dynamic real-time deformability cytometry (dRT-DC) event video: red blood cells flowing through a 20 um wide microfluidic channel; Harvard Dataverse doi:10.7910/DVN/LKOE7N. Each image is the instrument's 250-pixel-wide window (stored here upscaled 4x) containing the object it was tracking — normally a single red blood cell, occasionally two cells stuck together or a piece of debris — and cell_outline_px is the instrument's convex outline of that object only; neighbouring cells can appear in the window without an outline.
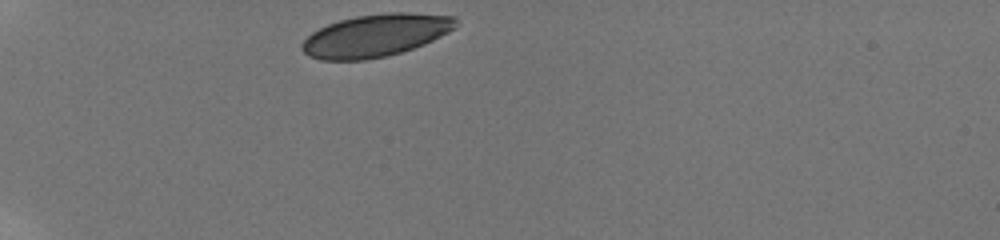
{"species": "human", "species_latin": "Homo sapiens", "temperature_condition": "room temperature", "stored_images_in_passage": 27, "camera_frame_rate_fps": 3000, "um_per_image_px": 0.085, "donor": {"sex": "male"}, "frame": {"image": 1, "passage_image": 1, "time_ms": 0.0, "image_size_px": [1000, 240], "cell_outline_px": [[460, 24], [456, 28], [424, 44], [400, 52], [384, 56], [364, 60], [320, 60], [308, 56], [300, 48], [300, 44], [312, 32], [328, 24], [340, 20], [356, 16], [388, 12], [408, 12], [456, 16]], "centroid_in_image_um": [31.94, 3.0], "position_along_channel_um": 53.1, "area_um2": 38.21}}
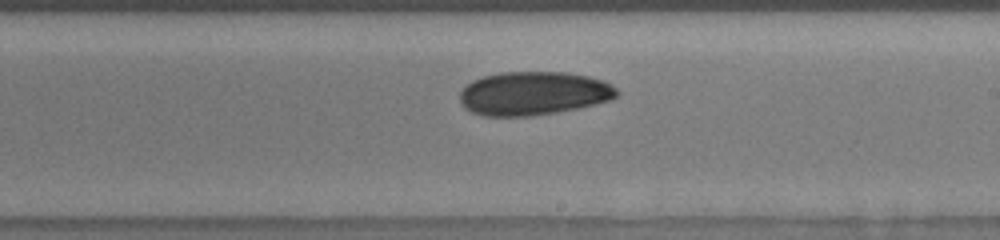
{"frame": {"image": 2, "passage_image": 15, "time_ms": 6.0, "image_size_px": [1000, 240], "cell_outline_px": [[620, 92], [612, 100], [576, 108], [556, 112], [532, 116], [484, 116], [472, 112], [464, 108], [460, 104], [460, 92], [472, 80], [484, 76], [500, 72], [564, 72], [588, 76], [604, 80], [616, 88]], "centroid_in_image_um": [45.34, 7.94], "position_along_channel_um": 243.7, "area_um2": 40.0}}
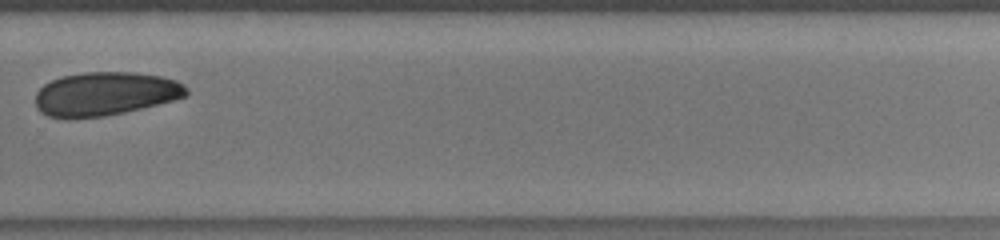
{"frame": {"image": 3, "passage_image": 22, "time_ms": 8.0, "image_size_px": [1000, 240], "cell_outline_px": [[188, 96], [124, 112], [104, 116], [68, 120], [48, 116], [40, 112], [36, 108], [36, 92], [44, 84], [52, 80], [64, 76], [84, 72], [136, 72], [160, 76], [176, 80], [184, 84], [188, 88]], "centroid_in_image_um": [8.92, 7.99], "position_along_channel_um": 320.9, "area_um2": 38.67}}